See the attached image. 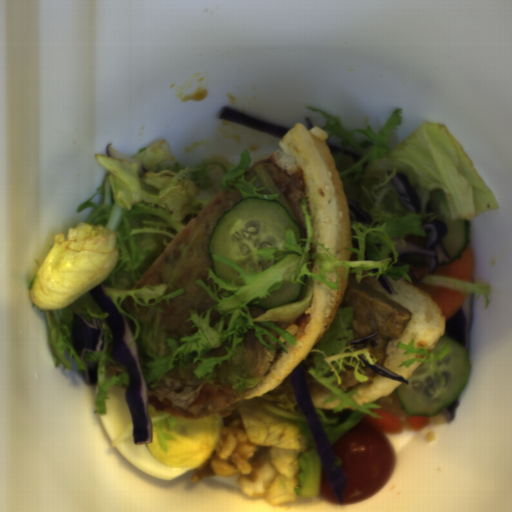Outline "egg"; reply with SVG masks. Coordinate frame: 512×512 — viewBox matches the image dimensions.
Instances as JSON below:
<instances>
[{"label":"egg","mask_w":512,"mask_h":512,"mask_svg":"<svg viewBox=\"0 0 512 512\" xmlns=\"http://www.w3.org/2000/svg\"><path fill=\"white\" fill-rule=\"evenodd\" d=\"M147 410H148V413H149V416H150V419L152 417H155V416H158V415H161V414H158L153 408L152 406L147 402Z\"/></svg>","instance_id":"egg-3"},{"label":"egg","mask_w":512,"mask_h":512,"mask_svg":"<svg viewBox=\"0 0 512 512\" xmlns=\"http://www.w3.org/2000/svg\"><path fill=\"white\" fill-rule=\"evenodd\" d=\"M127 386L112 385L108 388L109 398L104 401L107 412L104 415H99L112 443L121 432L133 424L131 409L125 394Z\"/></svg>","instance_id":"egg-2"},{"label":"egg","mask_w":512,"mask_h":512,"mask_svg":"<svg viewBox=\"0 0 512 512\" xmlns=\"http://www.w3.org/2000/svg\"><path fill=\"white\" fill-rule=\"evenodd\" d=\"M175 421V427L168 428L165 419H161L162 432L176 439H165L167 452L161 446L155 424H151L152 443L135 445L133 433L114 447L135 468L167 481L204 466L215 453L222 416L210 414L199 419L175 418Z\"/></svg>","instance_id":"egg-1"}]
</instances>
